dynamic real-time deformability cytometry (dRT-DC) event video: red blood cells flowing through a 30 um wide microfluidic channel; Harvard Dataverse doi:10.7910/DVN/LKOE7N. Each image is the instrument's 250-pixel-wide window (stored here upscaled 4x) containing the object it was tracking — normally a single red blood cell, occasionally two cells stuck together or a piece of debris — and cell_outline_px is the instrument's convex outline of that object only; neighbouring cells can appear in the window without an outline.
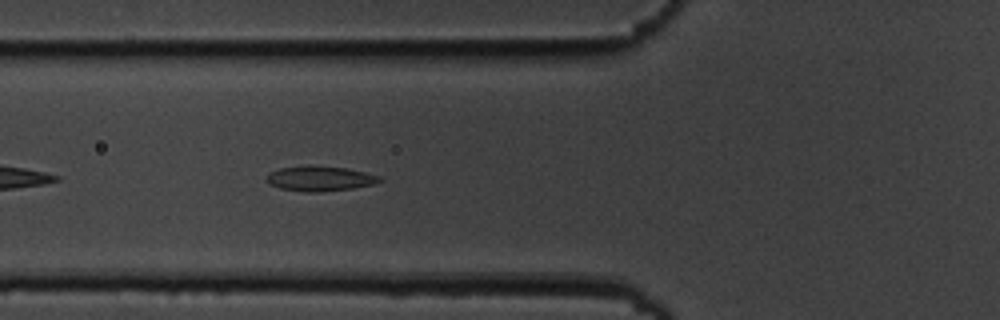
{"species": "common noctule bat (a hibernating species)", "species_latin": "Nyctalus noctula", "temperature_condition": "cold", "stored_images_in_passage": 6, "camera_frame_rate_fps": 3000, "um_per_image_px": 0.085, "animal": {"sex": "male", "body_mass_g": 19.5, "forearm_length_mm": 54.6}, "frame": {"image": 1, "passage_image": 6, "time_ms": 5.667, "image_size_px": [1000, 320], "cell_outline_px": [[384, 180], [376, 184], [352, 188], [320, 192], [304, 192], [280, 188], [264, 180], [272, 172], [280, 168], [348, 168], [380, 176]], "centroid_in_image_um": [27.28, 15.23], "position_along_channel_um": 98.5, "area_um2": 15.66}}